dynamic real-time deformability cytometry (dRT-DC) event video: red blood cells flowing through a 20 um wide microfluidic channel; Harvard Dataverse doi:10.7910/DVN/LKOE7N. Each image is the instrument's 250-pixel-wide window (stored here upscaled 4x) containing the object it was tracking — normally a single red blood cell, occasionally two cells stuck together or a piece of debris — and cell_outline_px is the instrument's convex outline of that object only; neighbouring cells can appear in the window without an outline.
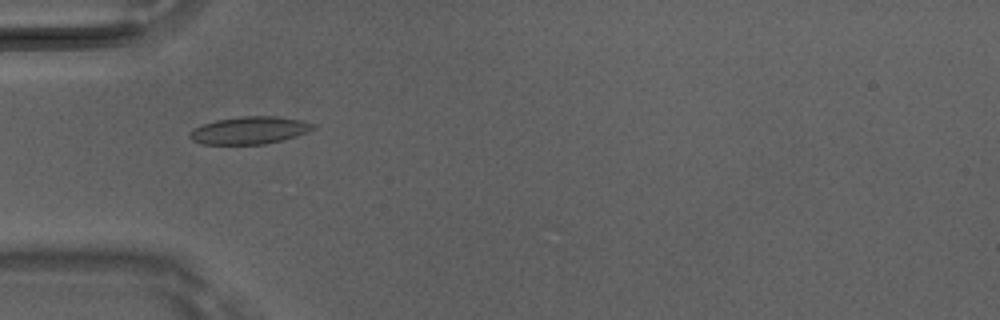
{"species": "Egyptian fruit bat (a non-hibernating species)", "species_latin": "Rousettus aegyptiacus", "temperature_condition": "room temperature", "stored_images_in_passage": 20, "camera_frame_rate_fps": 3000, "um_per_image_px": 0.085, "animal": {"sex": "male"}, "frame": {"image": 1, "passage_image": 6, "time_ms": 1.667, "image_size_px": [1000, 320], "cell_outline_px": [[316, 128], [296, 136], [284, 140], [264, 144], [200, 144], [192, 140], [188, 136], [196, 128], [204, 124], [216, 120], [240, 116], [276, 116], [300, 120], [316, 124]], "centroid_in_image_um": [21.24, 11.08], "position_along_channel_um": 63.8, "area_um2": 19.65}}